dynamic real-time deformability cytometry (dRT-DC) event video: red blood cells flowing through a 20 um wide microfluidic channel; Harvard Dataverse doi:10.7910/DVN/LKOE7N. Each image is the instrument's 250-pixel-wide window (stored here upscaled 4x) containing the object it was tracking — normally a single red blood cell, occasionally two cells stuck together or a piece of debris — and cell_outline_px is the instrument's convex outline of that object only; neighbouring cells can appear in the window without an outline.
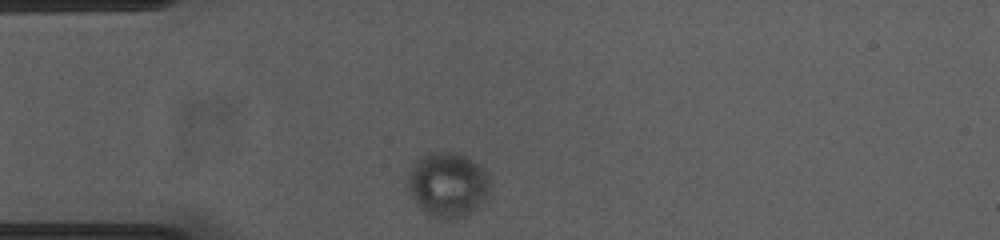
{"species": "common noctule bat (a hibernating species)", "species_latin": "Nyctalus noctula", "temperature_condition": "cold", "stored_images_in_passage": 33, "camera_frame_rate_fps": 3000, "um_per_image_px": 0.085, "animal": {"sex": "female", "body_mass_g": 23.0, "forearm_length_mm": 53.4}, "frame": {"image": 1, "passage_image": 1, "time_ms": 0.0, "image_size_px": [1000, 240], "cell_outline_px": [[492, 176], [488, 196], [484, 204], [476, 212], [452, 220], [440, 220], [424, 212], [416, 204], [408, 188], [408, 172], [412, 160], [428, 152], [456, 152], [480, 164]], "centroid_in_image_um": [38.1, 15.71], "position_along_channel_um": 46.9, "area_um2": 32.31}}
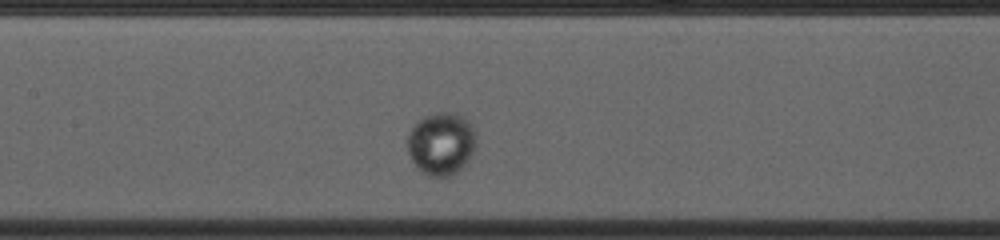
{"frame": {"image": 2, "passage_image": 13, "time_ms": 4.0, "image_size_px": [1000, 240], "cell_outline_px": [[476, 144], [472, 156], [448, 180], [440, 180], [428, 176], [412, 160], [404, 144], [408, 132], [424, 116], [436, 112], [452, 112], [464, 116], [472, 124], [476, 132]], "centroid_in_image_um": [37.52, 12.23], "position_along_channel_um": 169.9, "area_um2": 25.84}}
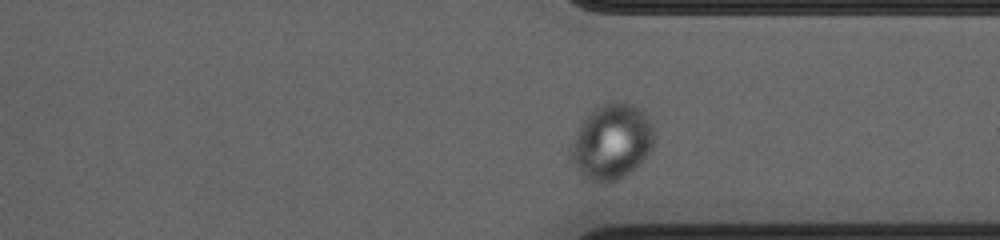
{"frame": {"image": 3, "passage_image": 29, "time_ms": 9.333, "image_size_px": [1000, 240], "cell_outline_px": [[652, 148], [644, 160], [632, 172], [620, 180], [608, 184], [600, 184], [588, 180], [580, 176], [576, 172], [568, 156], [572, 140], [580, 124], [588, 112], [604, 104], [624, 100], [640, 108], [644, 112], [652, 124]], "centroid_in_image_um": [51.95, 12.11], "position_along_channel_um": 359.5, "area_um2": 37.57}}